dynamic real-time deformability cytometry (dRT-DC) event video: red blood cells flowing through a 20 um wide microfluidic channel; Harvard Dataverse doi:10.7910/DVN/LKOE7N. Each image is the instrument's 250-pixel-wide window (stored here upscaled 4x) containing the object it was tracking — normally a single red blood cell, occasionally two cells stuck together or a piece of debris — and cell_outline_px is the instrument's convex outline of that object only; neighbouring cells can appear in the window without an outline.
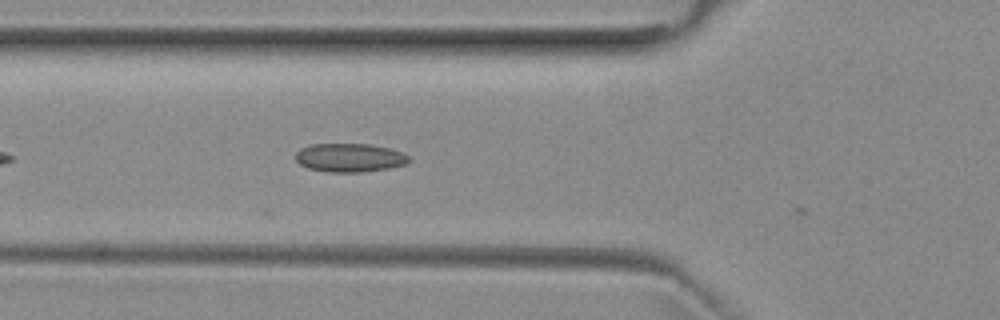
{"species": "common noctule bat (a hibernating species)", "species_latin": "Nyctalus noctula", "temperature_condition": "room temperature", "stored_images_in_passage": 9, "camera_frame_rate_fps": 3000, "um_per_image_px": 0.085, "animal": {"sex": "female", "body_mass_g": 29.2, "forearm_length_mm": 56.3}, "frame": {"image": 1, "passage_image": 6, "time_ms": 1.667, "image_size_px": [1000, 320], "cell_outline_px": [[412, 160], [404, 164], [388, 168], [364, 172], [328, 172], [308, 168], [300, 164], [296, 160], [296, 152], [300, 148], [312, 144], [368, 144], [388, 148], [400, 152], [408, 156]], "centroid_in_image_um": [29.69, 13.4], "position_along_channel_um": 96.1, "area_um2": 18.79}}